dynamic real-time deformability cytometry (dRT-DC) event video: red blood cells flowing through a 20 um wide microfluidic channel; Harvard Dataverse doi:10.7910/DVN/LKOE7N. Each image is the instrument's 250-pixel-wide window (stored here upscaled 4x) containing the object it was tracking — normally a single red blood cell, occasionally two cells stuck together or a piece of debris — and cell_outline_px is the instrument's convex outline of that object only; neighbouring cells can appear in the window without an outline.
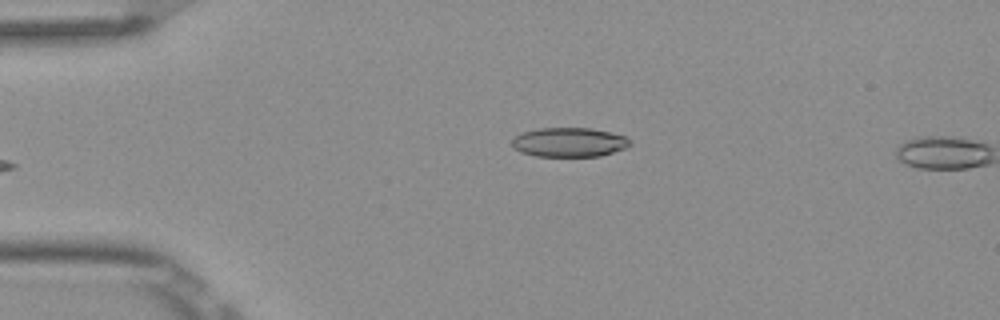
{"species": "Egyptian fruit bat (a non-hibernating species)", "species_latin": "Rousettus aegyptiacus", "temperature_condition": "room temperature", "stored_images_in_passage": 6, "camera_frame_rate_fps": 3000, "um_per_image_px": 0.085, "frame": {"image": 1, "passage_image": 6, "time_ms": 1.667, "image_size_px": [1000, 320], "cell_outline_px": [[632, 144], [628, 148], [600, 156], [536, 156], [520, 152], [512, 148], [512, 140], [520, 132], [540, 128], [588, 128], [608, 132], [624, 136]], "centroid_in_image_um": [48.35, 12.1], "position_along_channel_um": 36.6, "area_um2": 20.17}}